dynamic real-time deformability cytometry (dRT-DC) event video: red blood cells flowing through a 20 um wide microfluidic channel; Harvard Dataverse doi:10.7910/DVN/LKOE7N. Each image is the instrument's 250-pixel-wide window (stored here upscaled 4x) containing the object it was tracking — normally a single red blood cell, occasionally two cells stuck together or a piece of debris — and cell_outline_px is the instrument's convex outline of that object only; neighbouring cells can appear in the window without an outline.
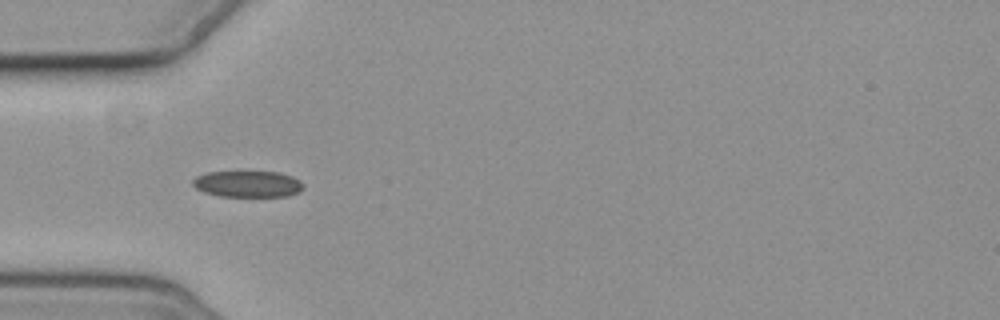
{"species": "common noctule bat (a hibernating species)", "species_latin": "Nyctalus noctula", "temperature_condition": "cold", "stored_images_in_passage": 9, "camera_frame_rate_fps": 3000, "um_per_image_px": 0.085, "animal": {"sex": "female", "body_mass_g": 19.3, "forearm_length_mm": 54.1}, "frame": {"image": 1, "passage_image": 4, "time_ms": 4.333, "image_size_px": [1000, 320], "cell_outline_px": [[304, 188], [300, 192], [288, 196], [220, 196], [204, 192], [196, 188], [192, 184], [192, 180], [196, 176], [208, 172], [280, 172], [292, 176], [300, 180], [304, 184]], "centroid_in_image_um": [21.09, 15.64], "position_along_channel_um": 63.9, "area_um2": 17.05}}
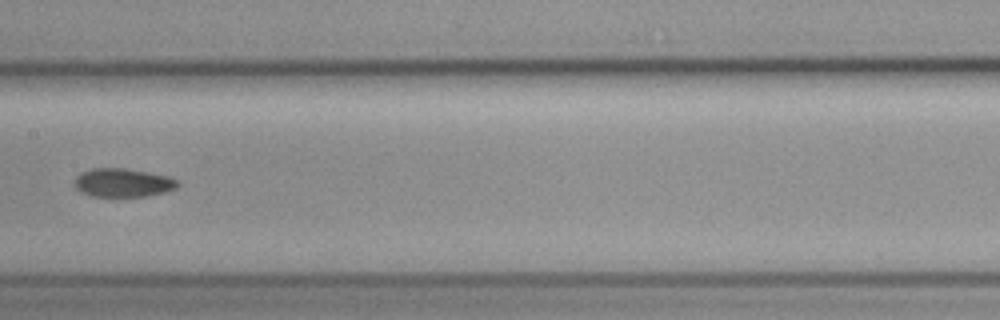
{"frame": {"image": 2, "passage_image": 7, "time_ms": 8.0, "image_size_px": [1000, 320], "cell_outline_px": [[180, 184], [176, 188], [164, 192], [148, 196], [92, 196], [80, 192], [76, 188], [76, 176], [80, 172], [92, 168], [124, 168], [148, 172], [168, 176], [176, 180]], "centroid_in_image_um": [10.44, 15.52], "position_along_channel_um": 197.0, "area_um2": 17.11}}
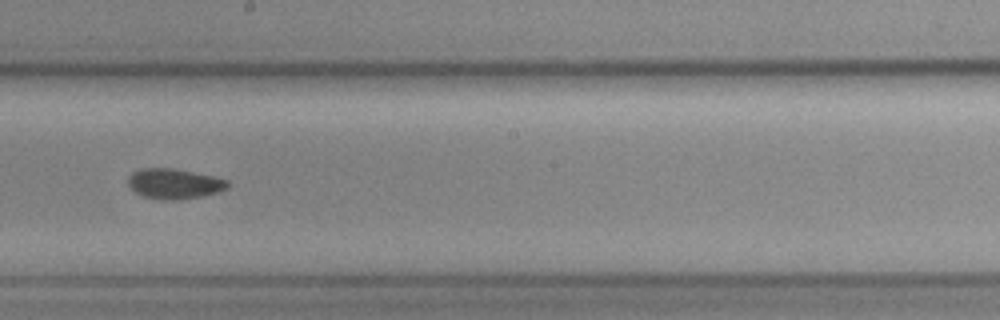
{"frame": {"image": 3, "passage_image": 8, "time_ms": 9.0, "image_size_px": [1000, 320], "cell_outline_px": [[228, 188], [220, 192], [200, 196], [176, 200], [164, 200], [144, 196], [136, 192], [128, 184], [128, 176], [132, 172], [140, 168], [172, 168], [212, 176], [228, 180]], "centroid_in_image_um": [14.8, 15.61], "position_along_channel_um": 233.4, "area_um2": 17.4}}